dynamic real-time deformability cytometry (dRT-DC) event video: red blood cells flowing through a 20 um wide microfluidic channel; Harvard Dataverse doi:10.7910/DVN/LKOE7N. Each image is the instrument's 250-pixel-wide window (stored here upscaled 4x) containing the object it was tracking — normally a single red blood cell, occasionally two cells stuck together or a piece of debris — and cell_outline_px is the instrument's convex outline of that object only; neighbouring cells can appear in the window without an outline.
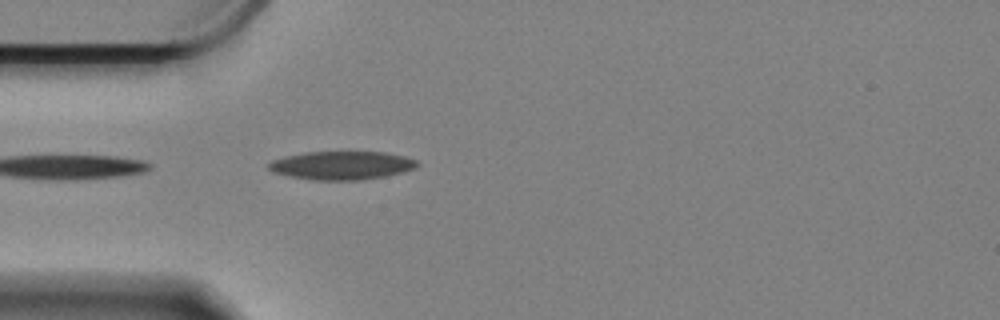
{"species": "Egyptian fruit bat (a non-hibernating species)", "species_latin": "Rousettus aegyptiacus", "temperature_condition": "cold", "stored_images_in_passage": 11, "camera_frame_rate_fps": 3000, "um_per_image_px": 0.085, "animal": {"sex": "female"}, "frame": {"image": 1, "passage_image": 1, "time_ms": 0.0, "image_size_px": [1000, 320], "cell_outline_px": [[420, 164], [412, 168], [400, 172], [384, 176], [360, 180], [312, 180], [272, 172], [268, 168], [268, 164], [272, 160], [304, 152], [384, 152], [404, 156], [416, 160]], "centroid_in_image_um": [29.02, 14.05], "position_along_channel_um": 56.0, "area_um2": 24.28}}
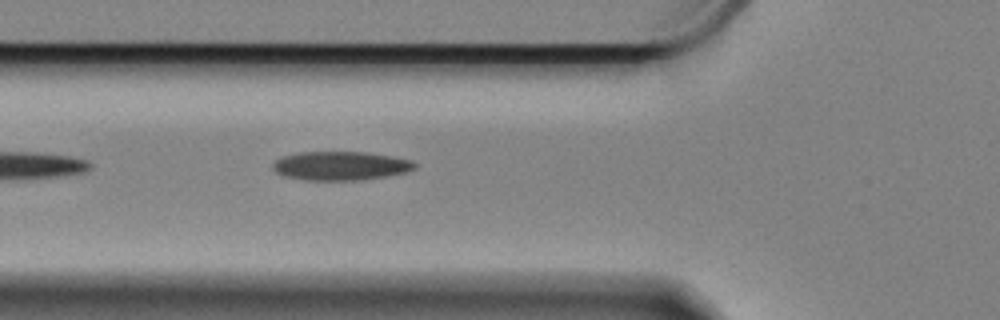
{"frame": {"image": 2, "passage_image": 5, "time_ms": 1.333, "image_size_px": [1000, 320], "cell_outline_px": [[416, 168], [404, 172], [364, 180], [304, 180], [284, 176], [276, 172], [272, 168], [272, 164], [276, 160], [284, 156], [300, 152], [368, 152], [392, 156], [412, 160], [416, 164]], "centroid_in_image_um": [28.94, 14.09], "position_along_channel_um": 96.9, "area_um2": 23.81}}